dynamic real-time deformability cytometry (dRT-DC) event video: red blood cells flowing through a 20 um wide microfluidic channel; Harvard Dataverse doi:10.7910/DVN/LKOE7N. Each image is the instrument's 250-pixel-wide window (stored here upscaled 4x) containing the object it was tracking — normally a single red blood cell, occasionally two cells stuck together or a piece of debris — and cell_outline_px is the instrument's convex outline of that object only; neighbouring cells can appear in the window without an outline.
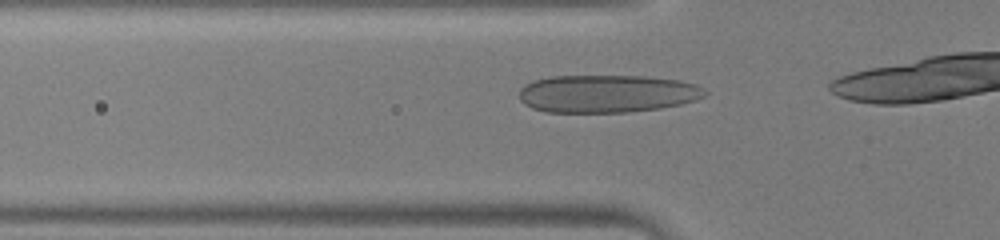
{"species": "human", "species_latin": "Homo sapiens", "temperature_condition": "warm", "stored_images_in_passage": 20, "camera_frame_rate_fps": 3000, "um_per_image_px": 0.085, "donor": {"sex": "male"}, "frame": {"image": 1, "passage_image": 12, "time_ms": 3.667, "image_size_px": [1000, 240], "cell_outline_px": [[708, 92], [704, 96], [696, 100], [680, 104], [660, 108], [628, 112], [544, 112], [532, 108], [524, 104], [520, 100], [520, 88], [524, 84], [532, 80], [548, 76], [644, 76], [680, 80], [696, 84]], "centroid_in_image_um": [51.58, 7.96], "position_along_channel_um": 74.2, "area_um2": 41.15}}
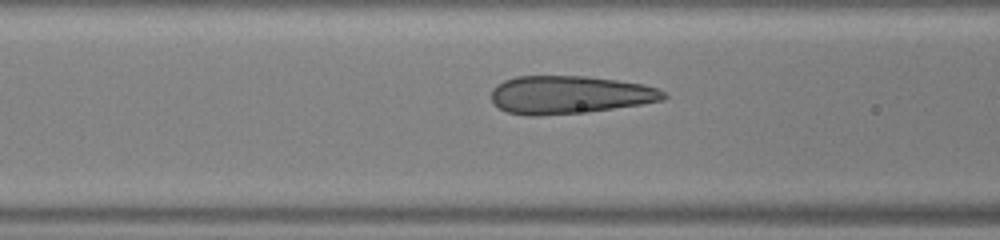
{"frame": {"image": 2, "passage_image": 15, "time_ms": 4.667, "image_size_px": [1000, 240], "cell_outline_px": [[668, 96], [664, 100], [640, 104], [588, 112], [540, 116], [524, 116], [508, 112], [500, 108], [492, 100], [492, 88], [496, 84], [504, 80], [516, 76], [588, 76], [644, 84], [656, 88], [664, 92]], "centroid_in_image_um": [48.39, 8.06], "position_along_channel_um": 118.2, "area_um2": 38.32}}
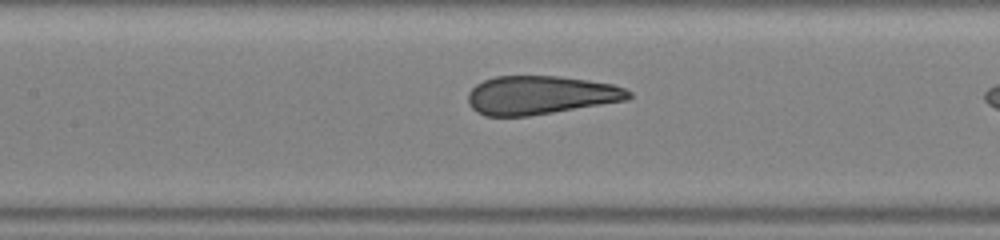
{"frame": {"image": 3, "passage_image": 18, "time_ms": 5.667, "image_size_px": [1000, 240], "cell_outline_px": [[632, 96], [628, 100], [528, 116], [484, 116], [476, 112], [468, 104], [468, 92], [476, 84], [484, 80], [496, 76], [560, 76], [588, 80], [612, 84], [624, 88], [632, 92]], "centroid_in_image_um": [45.92, 8.08], "position_along_channel_um": 161.5, "area_um2": 36.18}}